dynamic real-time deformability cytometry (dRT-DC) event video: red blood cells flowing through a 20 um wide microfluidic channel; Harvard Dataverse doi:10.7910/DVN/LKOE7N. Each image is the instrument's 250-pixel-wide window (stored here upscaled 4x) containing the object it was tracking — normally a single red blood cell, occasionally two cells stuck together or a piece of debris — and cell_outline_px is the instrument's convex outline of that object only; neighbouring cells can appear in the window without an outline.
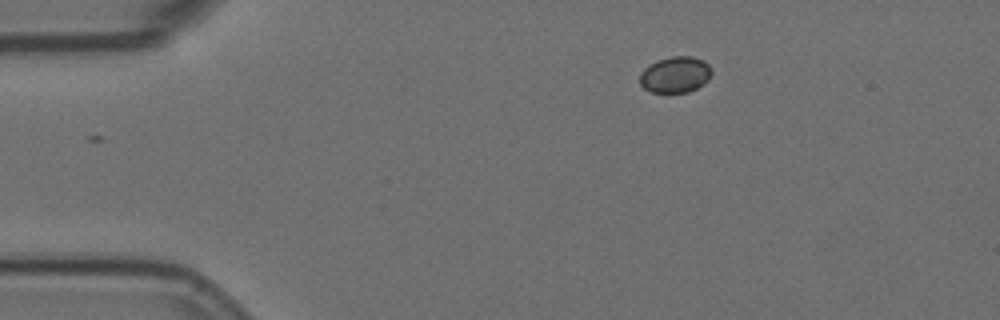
{"species": "Egyptian fruit bat (a non-hibernating species)", "species_latin": "Rousettus aegyptiacus", "temperature_condition": "room temperature", "stored_images_in_passage": 3, "camera_frame_rate_fps": 3000, "um_per_image_px": 0.085, "animal": {"sex": "female"}, "frame": {"image": 1, "passage_image": 1, "time_ms": 0.0, "image_size_px": [1000, 320], "cell_outline_px": [[712, 72], [708, 80], [704, 84], [688, 92], [652, 92], [644, 88], [640, 84], [640, 72], [644, 68], [660, 60], [672, 56], [692, 56], [704, 60], [712, 68]], "centroid_in_image_um": [57.43, 6.34], "position_along_channel_um": 27.6, "area_um2": 15.09}}
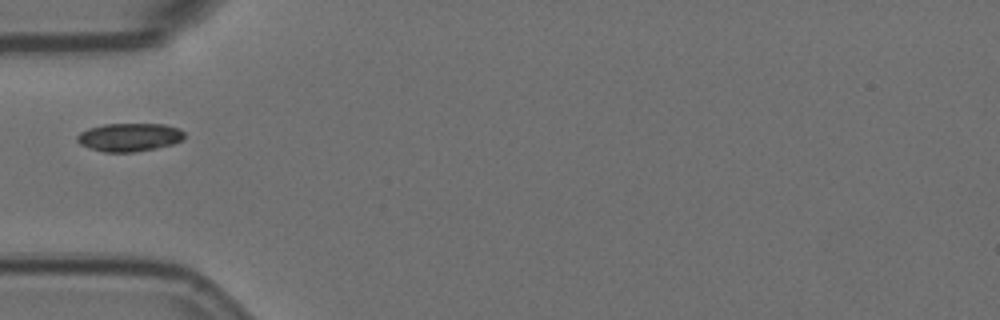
{"frame": {"image": 2, "passage_image": 3, "time_ms": 0.667, "image_size_px": [1000, 320], "cell_outline_px": [[184, 140], [172, 144], [156, 148], [132, 152], [104, 152], [80, 144], [76, 140], [76, 136], [80, 132], [88, 128], [104, 124], [164, 124], [180, 128], [184, 132]], "centroid_in_image_um": [11.01, 11.65], "position_along_channel_um": 74.0, "area_um2": 17.69}}